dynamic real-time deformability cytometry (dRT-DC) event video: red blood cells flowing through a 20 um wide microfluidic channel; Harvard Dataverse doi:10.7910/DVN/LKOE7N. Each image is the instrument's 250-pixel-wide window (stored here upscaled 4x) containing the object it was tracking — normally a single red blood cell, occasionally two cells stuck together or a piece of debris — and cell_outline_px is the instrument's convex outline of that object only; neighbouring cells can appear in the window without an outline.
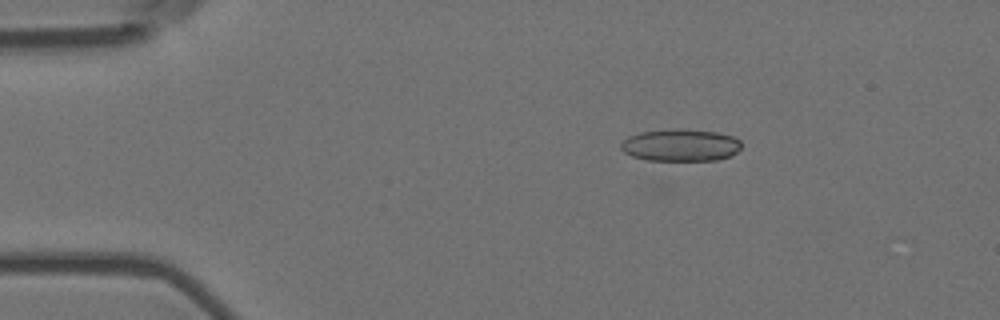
{"species": "Egyptian fruit bat (a non-hibernating species)", "species_latin": "Rousettus aegyptiacus", "temperature_condition": "room temperature", "stored_images_in_passage": 3, "camera_frame_rate_fps": 3000, "um_per_image_px": 0.085, "animal": {"sex": "female"}, "frame": {"image": 1, "passage_image": 2, "time_ms": 0.333, "image_size_px": [1000, 320], "cell_outline_px": [[740, 148], [732, 156], [716, 160], [648, 160], [632, 156], [624, 152], [620, 148], [620, 144], [628, 136], [640, 132], [680, 128], [716, 132], [732, 136], [740, 140]], "centroid_in_image_um": [57.84, 12.33], "position_along_channel_um": 27.2, "area_um2": 22.6}}